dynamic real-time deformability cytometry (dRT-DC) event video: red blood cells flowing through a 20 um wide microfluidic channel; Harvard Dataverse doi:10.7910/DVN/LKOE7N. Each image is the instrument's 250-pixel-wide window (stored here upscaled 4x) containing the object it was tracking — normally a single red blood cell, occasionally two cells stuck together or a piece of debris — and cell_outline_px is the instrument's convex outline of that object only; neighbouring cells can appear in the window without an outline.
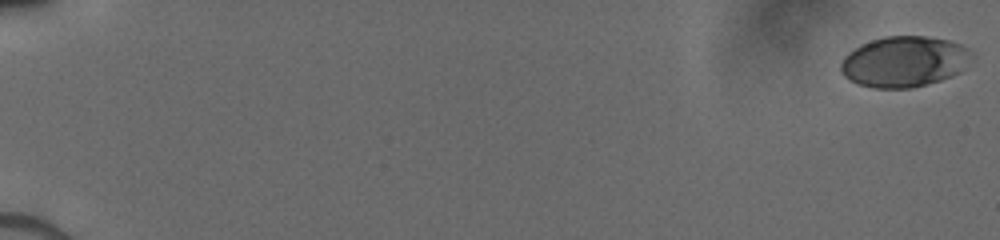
{"species": "human", "species_latin": "Homo sapiens", "temperature_condition": "cold", "stored_images_in_passage": 48, "camera_frame_rate_fps": 3000, "um_per_image_px": 0.085, "donor": {"sex": "male"}, "frame": {"image": 1, "passage_image": 1, "time_ms": 0.0, "image_size_px": [1000, 240], "cell_outline_px": [[976, 56], [960, 72], [952, 76], [940, 80], [912, 88], [876, 88], [856, 84], [844, 76], [840, 72], [840, 64], [844, 56], [848, 52], [860, 44], [884, 36], [928, 36], [948, 40], [960, 44], [968, 48]], "centroid_in_image_um": [76.87, 5.23], "position_along_channel_um": 8.1, "area_um2": 39.19}}
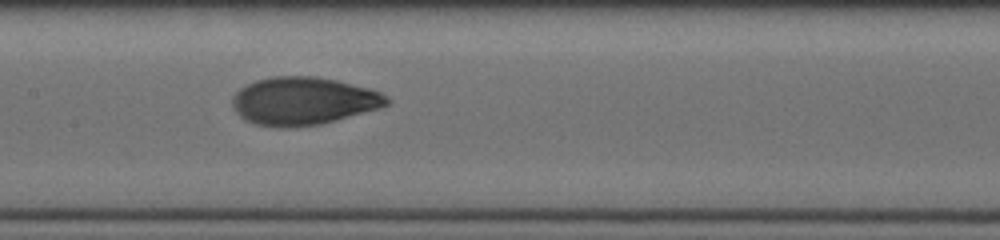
{"frame": {"image": 2, "passage_image": 29, "time_ms": 9.333, "image_size_px": [1000, 240], "cell_outline_px": [[392, 100], [388, 104], [380, 108], [336, 120], [320, 124], [288, 128], [280, 128], [256, 124], [244, 120], [232, 108], [232, 96], [240, 88], [256, 80], [272, 76], [316, 76], [336, 80], [368, 88], [380, 92], [388, 96]], "centroid_in_image_um": [25.77, 8.59], "position_along_channel_um": 181.6, "area_um2": 43.29}}
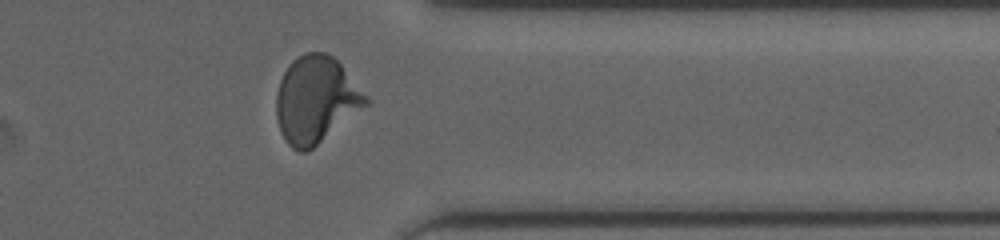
{"frame": {"image": 3, "passage_image": 47, "time_ms": 14.333, "image_size_px": [1000, 240], "cell_outline_px": [[372, 100], [368, 104], [308, 152], [300, 152], [292, 148], [284, 140], [280, 132], [276, 116], [276, 92], [280, 80], [284, 72], [292, 60], [304, 52], [324, 52], [332, 56], [340, 64]], "centroid_in_image_um": [26.84, 8.49], "position_along_channel_um": 384.6, "area_um2": 45.32}}